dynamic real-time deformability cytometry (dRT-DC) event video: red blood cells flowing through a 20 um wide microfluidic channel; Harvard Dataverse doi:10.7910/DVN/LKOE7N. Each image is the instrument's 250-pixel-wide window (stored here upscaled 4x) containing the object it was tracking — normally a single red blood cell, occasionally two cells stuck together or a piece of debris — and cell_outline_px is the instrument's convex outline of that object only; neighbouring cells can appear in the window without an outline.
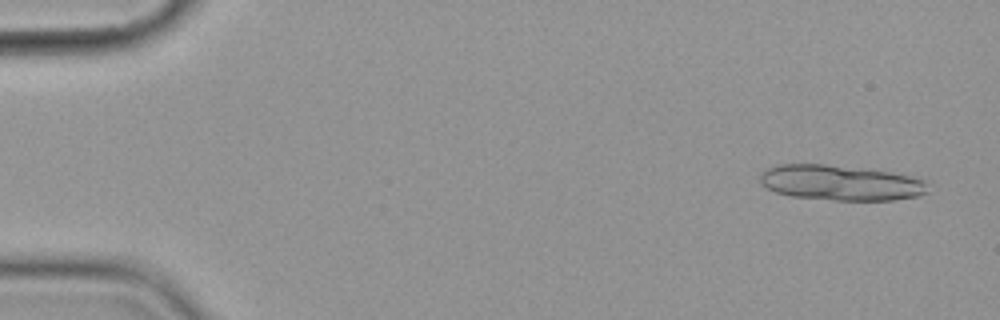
{"species": "common noctule bat (a hibernating species)", "species_latin": "Nyctalus noctula", "temperature_condition": "cold", "stored_images_in_passage": 6, "camera_frame_rate_fps": 3000, "um_per_image_px": 0.085, "animal": {"sex": "female", "body_mass_g": 19.9}, "frame": {"image": 1, "passage_image": 1, "time_ms": 0.0, "image_size_px": [1000, 320], "cell_outline_px": [[928, 192], [920, 196], [892, 200], [832, 200], [792, 196], [776, 192], [760, 184], [760, 172], [776, 164], [824, 164], [864, 168], [920, 176], [924, 180]], "centroid_in_image_um": [71.48, 15.52], "position_along_channel_um": 13.5, "area_um2": 34.97}}